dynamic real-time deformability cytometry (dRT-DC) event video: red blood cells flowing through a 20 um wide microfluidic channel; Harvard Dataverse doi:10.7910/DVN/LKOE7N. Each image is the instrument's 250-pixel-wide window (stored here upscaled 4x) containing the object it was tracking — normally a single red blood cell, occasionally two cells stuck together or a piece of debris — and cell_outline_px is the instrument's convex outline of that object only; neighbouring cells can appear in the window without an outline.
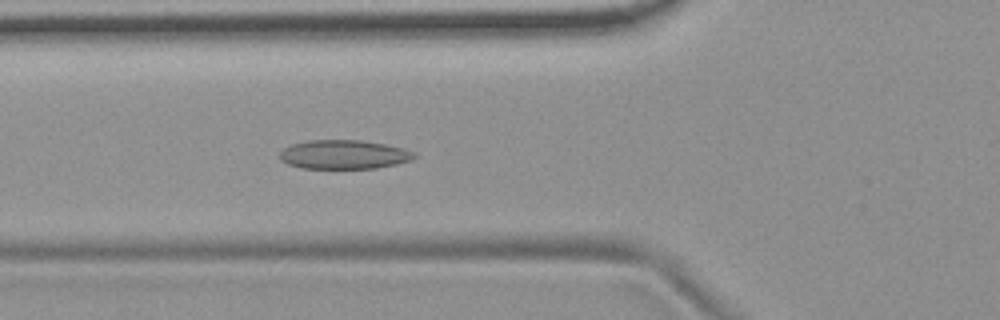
{"species": "common noctule bat (a hibernating species)", "species_latin": "Nyctalus noctula", "temperature_condition": "room temperature", "stored_images_in_passage": 40, "camera_frame_rate_fps": 3000, "um_per_image_px": 0.085, "animal": {"sex": "female", "body_mass_g": 19.9}, "frame": {"image": 1, "passage_image": 12, "time_ms": 3.667, "image_size_px": [1000, 320], "cell_outline_px": [[416, 156], [412, 160], [396, 164], [376, 168], [300, 168], [288, 164], [280, 160], [280, 152], [284, 148], [292, 144], [308, 140], [360, 140], [384, 144], [404, 148], [412, 152]], "centroid_in_image_um": [29.21, 13.13], "position_along_channel_um": 96.6, "area_um2": 22.66}}
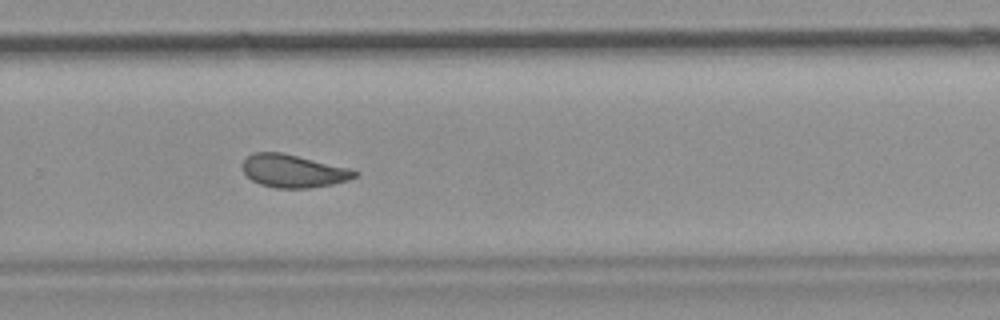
{"frame": {"image": 2, "passage_image": 29, "time_ms": 9.333, "image_size_px": [1000, 320], "cell_outline_px": [[360, 172], [356, 176], [348, 180], [332, 184], [308, 188], [276, 188], [260, 184], [252, 180], [244, 172], [240, 164], [252, 152], [280, 152], [348, 168]], "centroid_in_image_um": [24.89, 14.53], "position_along_channel_um": 304.9, "area_um2": 21.33}, "authors_computed_cell_mechanics": {"area_um2": 21.6172, "velocity_mm_per_s": 3.678, "shape_relaxation_time_tau1_ms": null, "shape_relaxation_time_tau2_ms": 2.5439, "deformation_change_tau1": null, "deformation_change_tau2": 0.0925}}